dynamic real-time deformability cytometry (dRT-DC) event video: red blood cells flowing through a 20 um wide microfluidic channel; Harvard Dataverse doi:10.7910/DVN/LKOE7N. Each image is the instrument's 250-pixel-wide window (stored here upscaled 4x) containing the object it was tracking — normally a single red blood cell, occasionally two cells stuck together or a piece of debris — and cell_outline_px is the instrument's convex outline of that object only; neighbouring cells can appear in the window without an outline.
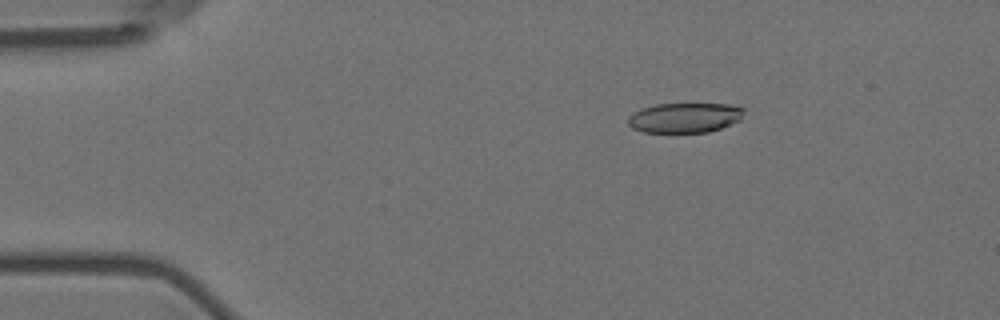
{"species": "Egyptian fruit bat (a non-hibernating species)", "species_latin": "Rousettus aegyptiacus", "temperature_condition": "room temperature", "stored_images_in_passage": 4, "camera_frame_rate_fps": 3000, "um_per_image_px": 0.085, "animal": {"sex": "female"}, "frame": {"image": 1, "passage_image": 2, "time_ms": 0.333, "image_size_px": [1000, 320], "cell_outline_px": [[744, 108], [740, 120], [720, 128], [708, 132], [644, 132], [632, 128], [628, 124], [628, 116], [632, 112], [640, 108], [656, 104], [728, 104]], "centroid_in_image_um": [58.15, 10.0], "position_along_channel_um": 26.8, "area_um2": 20.17}}